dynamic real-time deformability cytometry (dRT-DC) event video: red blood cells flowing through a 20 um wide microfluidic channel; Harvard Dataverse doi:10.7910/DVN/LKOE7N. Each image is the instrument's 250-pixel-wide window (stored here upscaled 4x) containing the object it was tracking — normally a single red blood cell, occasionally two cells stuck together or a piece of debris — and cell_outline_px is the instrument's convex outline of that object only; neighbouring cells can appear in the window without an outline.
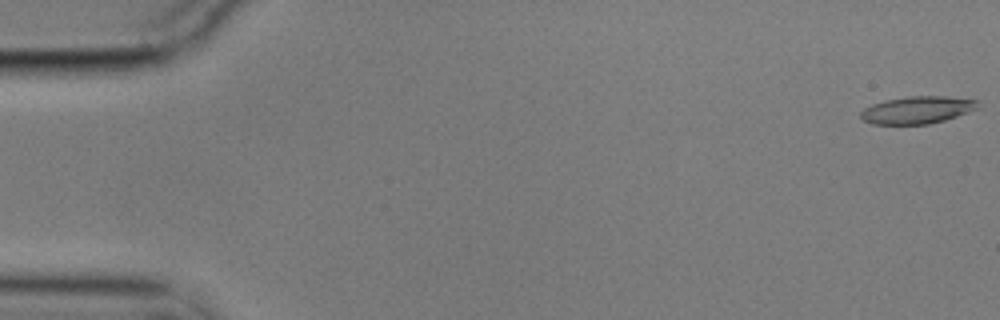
{"species": "common noctule bat (a hibernating species)", "species_latin": "Nyctalus noctula", "temperature_condition": "cold", "stored_images_in_passage": 57, "camera_frame_rate_fps": 3000, "um_per_image_px": 0.085, "animal": {"sex": "male", "body_mass_g": 17.9}, "frame": {"image": 1, "passage_image": 1, "time_ms": 0.0, "image_size_px": [1000, 320], "cell_outline_px": [[980, 108], [944, 120], [928, 124], [872, 124], [860, 120], [860, 112], [864, 108], [872, 104], [884, 100], [908, 96], [948, 96], [976, 100]], "centroid_in_image_um": [77.93, 9.34], "position_along_channel_um": 7.1, "area_um2": 18.79}}
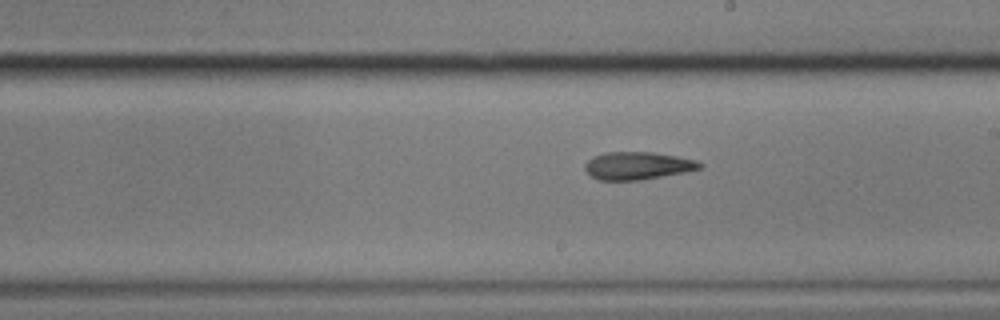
{"frame": {"image": 2, "passage_image": 32, "time_ms": 10.333, "image_size_px": [1000, 320], "cell_outline_px": [[704, 164], [700, 168], [684, 172], [640, 180], [600, 180], [592, 176], [584, 168], [584, 164], [592, 156], [604, 152], [652, 152], [676, 156], [696, 160]], "centroid_in_image_um": [54.17, 14.07], "position_along_channel_um": 234.8, "area_um2": 18.44}}
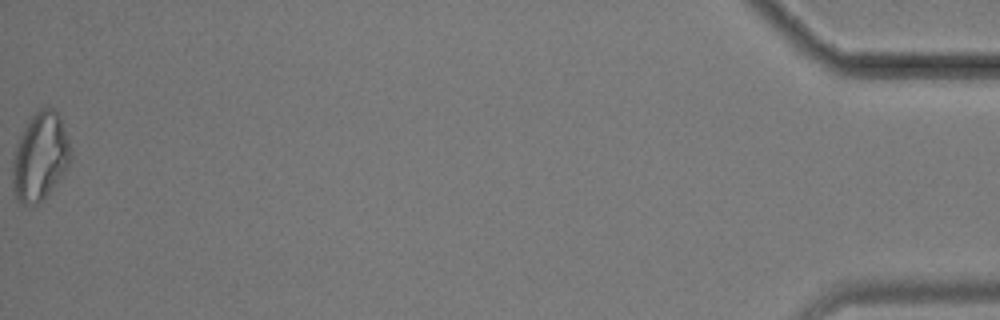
{"frame": {"image": 3, "passage_image": 57, "time_ms": 18.667, "image_size_px": [1000, 320], "cell_outline_px": [[72, 156], [64, 172], [52, 188], [36, 204], [28, 208], [20, 204], [16, 200], [12, 192], [12, 160], [20, 136], [28, 120], [40, 108], [52, 108], [60, 116], [72, 148]], "centroid_in_image_um": [3.39, 13.35], "position_along_channel_um": 431.8, "area_um2": 29.94}, "authors_computed_cell_mechanics": {"area_um2": 19.1896, "velocity_mm_per_s": 3.521, "shape_relaxation_time_tau1_ms": null, "shape_relaxation_time_tau2_ms": 1.765, "deformation_change_tau1": null, "deformation_change_tau2": 0.0927}}